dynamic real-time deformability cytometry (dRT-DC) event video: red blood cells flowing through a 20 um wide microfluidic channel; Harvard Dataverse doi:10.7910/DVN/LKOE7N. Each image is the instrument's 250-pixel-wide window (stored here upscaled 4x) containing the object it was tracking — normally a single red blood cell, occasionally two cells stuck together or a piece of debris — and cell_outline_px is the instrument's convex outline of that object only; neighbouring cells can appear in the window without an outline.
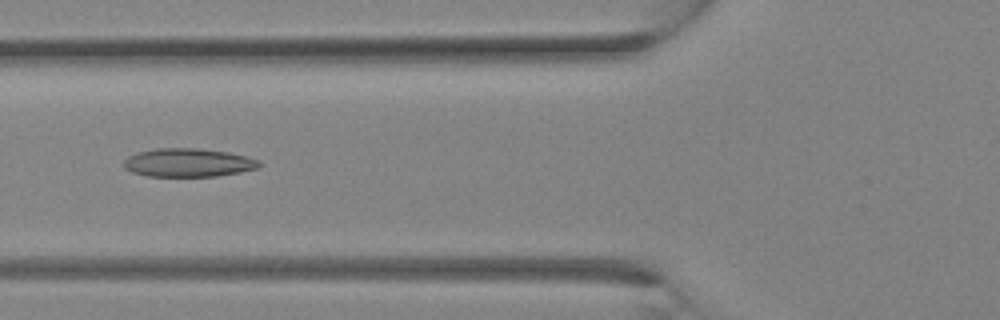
{"species": "Egyptian fruit bat (a non-hibernating species)", "species_latin": "Rousettus aegyptiacus", "temperature_condition": "room temperature", "stored_images_in_passage": 28, "camera_frame_rate_fps": 3000, "um_per_image_px": 0.085, "animal": {"sex": "female"}, "frame": {"image": 1, "passage_image": 9, "time_ms": 2.667, "image_size_px": [1000, 320], "cell_outline_px": [[264, 164], [256, 168], [240, 172], [216, 176], [148, 176], [132, 172], [124, 168], [124, 160], [128, 156], [140, 152], [156, 148], [196, 148], [228, 152], [248, 156], [260, 160]], "centroid_in_image_um": [16.03, 13.82], "position_along_channel_um": 109.8, "area_um2": 22.48}}
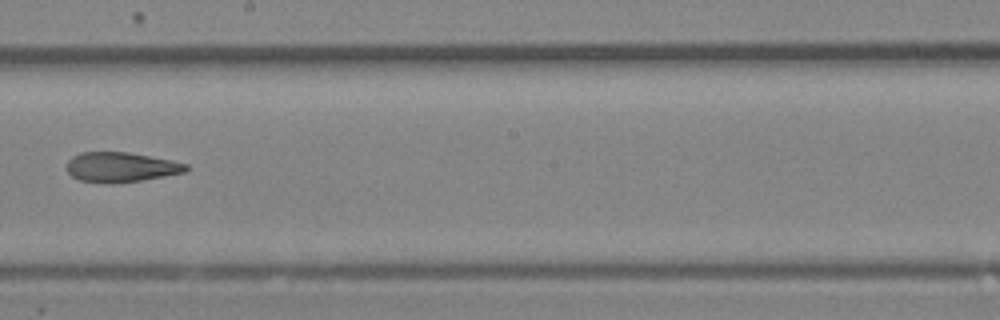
{"frame": {"image": 2, "passage_image": 15, "time_ms": 4.667, "image_size_px": [1000, 320], "cell_outline_px": [[188, 168], [184, 172], [164, 176], [140, 180], [112, 184], [104, 184], [80, 180], [72, 176], [68, 172], [68, 160], [72, 156], [80, 152], [128, 152], [172, 160], [188, 164]], "centroid_in_image_um": [10.26, 14.21], "position_along_channel_um": 237.9, "area_um2": 20.75}}
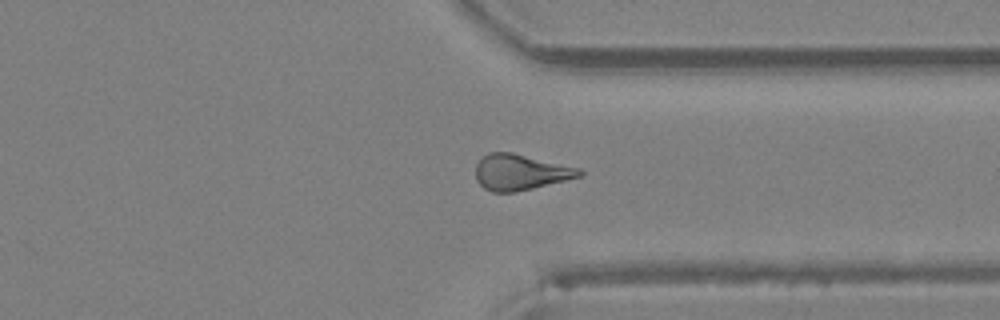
{"frame": {"image": 3, "passage_image": 21, "time_ms": 6.667, "image_size_px": [1000, 320], "cell_outline_px": [[584, 172], [580, 176], [516, 192], [492, 192], [484, 188], [476, 180], [476, 164], [488, 152], [512, 152], [580, 168]], "centroid_in_image_um": [44.2, 14.63], "position_along_channel_um": 367.2, "area_um2": 21.44}}